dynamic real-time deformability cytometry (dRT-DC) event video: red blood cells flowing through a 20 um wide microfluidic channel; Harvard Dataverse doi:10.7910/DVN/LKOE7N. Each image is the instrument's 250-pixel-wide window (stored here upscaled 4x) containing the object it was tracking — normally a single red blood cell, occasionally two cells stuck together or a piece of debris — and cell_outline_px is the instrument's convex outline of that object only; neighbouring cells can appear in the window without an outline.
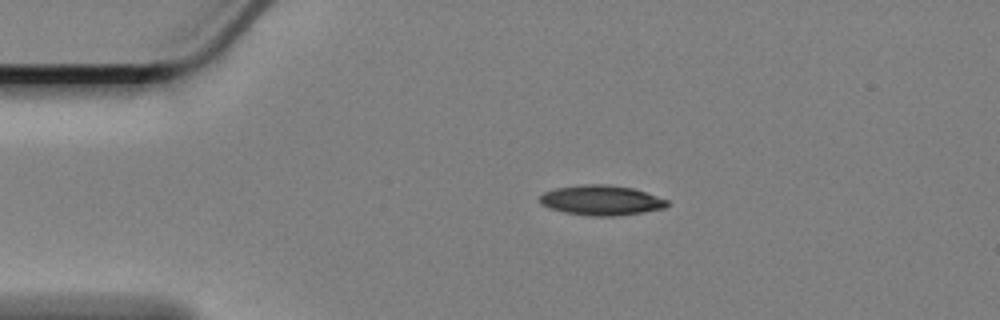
{"species": "Egyptian fruit bat (a non-hibernating species)", "species_latin": "Rousettus aegyptiacus", "temperature_condition": "cold", "stored_images_in_passage": 12, "camera_frame_rate_fps": 3000, "um_per_image_px": 0.085, "animal": {"sex": "female"}, "frame": {"image": 1, "passage_image": 1, "time_ms": 0.0, "image_size_px": [1000, 320], "cell_outline_px": [[668, 204], [664, 208], [640, 212], [612, 216], [592, 216], [564, 212], [540, 204], [540, 196], [544, 192], [556, 188], [584, 184], [608, 184], [632, 188], [668, 200]], "centroid_in_image_um": [51.08, 17.01], "position_along_channel_um": 33.9, "area_um2": 21.91}}
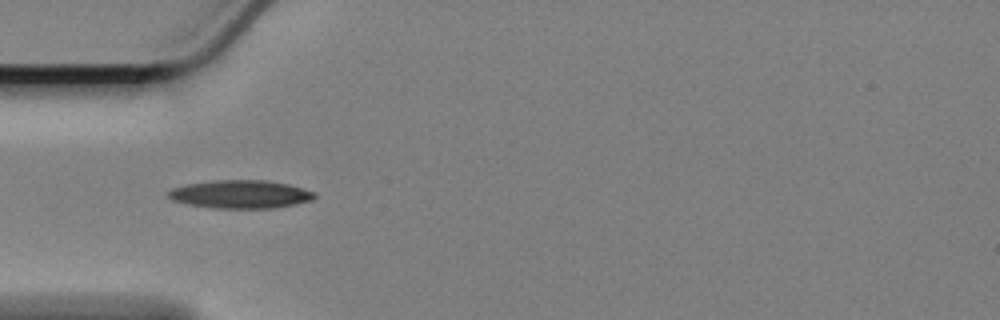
{"frame": {"image": 2, "passage_image": 7, "time_ms": 2.0, "image_size_px": [1000, 320], "cell_outline_px": [[316, 196], [312, 200], [296, 204], [272, 208], [212, 208], [188, 204], [172, 200], [164, 196], [172, 188], [188, 184], [212, 180], [264, 180], [288, 184], [316, 192]], "centroid_in_image_um": [20.42, 16.51], "position_along_channel_um": 64.6, "area_um2": 24.1}}
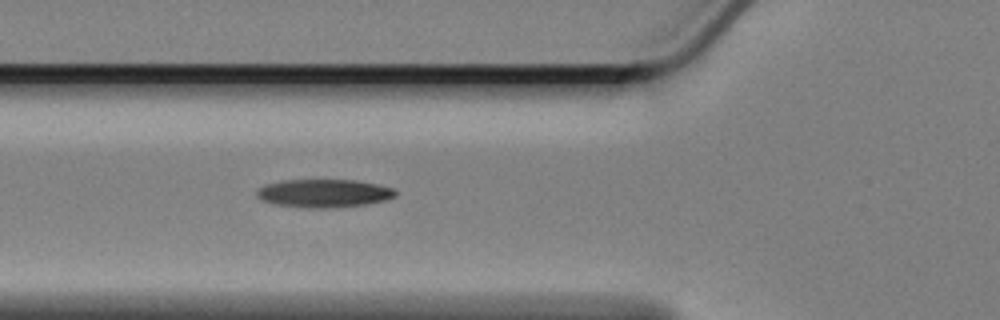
{"frame": {"image": 3, "passage_image": 10, "time_ms": 3.0, "image_size_px": [1000, 320], "cell_outline_px": [[396, 196], [384, 200], [368, 204], [332, 208], [308, 208], [276, 204], [264, 200], [256, 196], [256, 192], [264, 184], [280, 180], [356, 180], [376, 184], [392, 188], [396, 192]], "centroid_in_image_um": [27.52, 16.42], "position_along_channel_um": 98.3, "area_um2": 22.72}}